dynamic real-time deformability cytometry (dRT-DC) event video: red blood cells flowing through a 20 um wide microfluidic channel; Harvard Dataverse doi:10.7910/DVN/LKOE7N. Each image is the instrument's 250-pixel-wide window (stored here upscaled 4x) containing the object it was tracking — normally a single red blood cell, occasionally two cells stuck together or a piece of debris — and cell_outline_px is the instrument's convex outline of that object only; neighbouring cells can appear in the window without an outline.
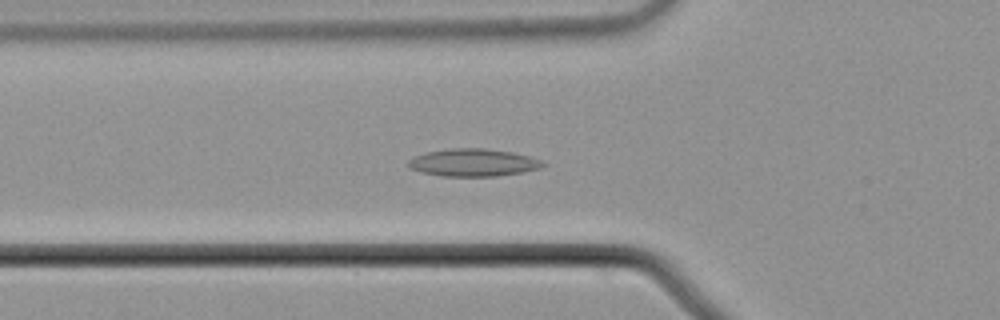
{"species": "common noctule bat (a hibernating species)", "species_latin": "Nyctalus noctula", "temperature_condition": "cold", "stored_images_in_passage": 53, "camera_frame_rate_fps": 3000, "um_per_image_px": 0.085, "animal": {"sex": "male", "body_mass_g": 21.5, "forearm_length_mm": 52.0}, "frame": {"image": 1, "passage_image": 16, "time_ms": 5.0, "image_size_px": [1000, 320], "cell_outline_px": [[544, 164], [540, 168], [520, 172], [496, 176], [444, 176], [420, 172], [408, 168], [408, 160], [416, 156], [428, 152], [452, 148], [484, 148], [512, 152], [528, 156], [540, 160]], "centroid_in_image_um": [40.18, 13.82], "position_along_channel_um": 85.6, "area_um2": 21.33}}
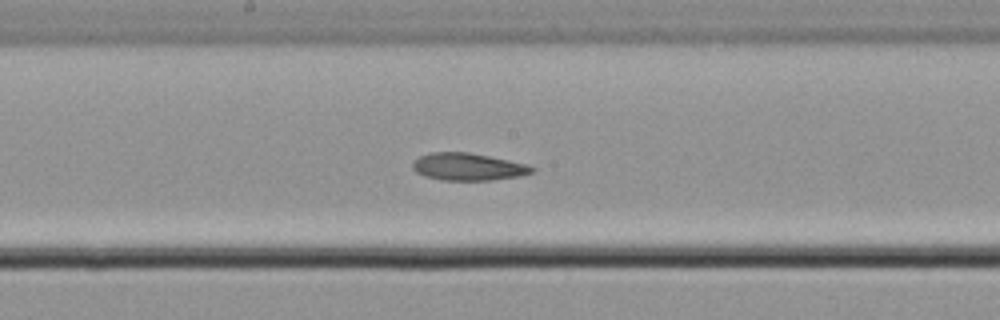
{"frame": {"image": 2, "passage_image": 26, "time_ms": 8.333, "image_size_px": [1000, 320], "cell_outline_px": [[536, 168], [532, 172], [520, 176], [492, 180], [440, 180], [424, 176], [416, 172], [412, 168], [412, 164], [420, 156], [432, 152], [468, 152], [528, 164]], "centroid_in_image_um": [39.78, 14.18], "position_along_channel_um": 208.4, "area_um2": 18.96}}
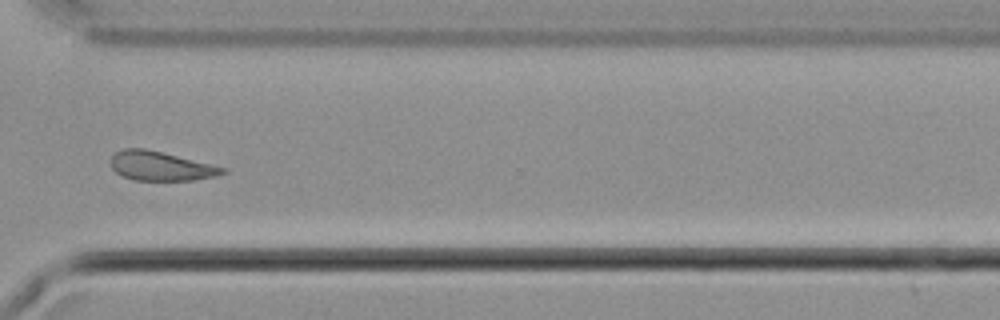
{"frame": {"image": 3, "passage_image": 38, "time_ms": 12.333, "image_size_px": [1000, 320], "cell_outline_px": [[228, 172], [216, 176], [192, 180], [132, 180], [120, 176], [112, 168], [112, 156], [116, 152], [124, 148], [144, 148], [228, 168]], "centroid_in_image_um": [13.67, 14.12], "position_along_channel_um": 356.9, "area_um2": 18.96}}